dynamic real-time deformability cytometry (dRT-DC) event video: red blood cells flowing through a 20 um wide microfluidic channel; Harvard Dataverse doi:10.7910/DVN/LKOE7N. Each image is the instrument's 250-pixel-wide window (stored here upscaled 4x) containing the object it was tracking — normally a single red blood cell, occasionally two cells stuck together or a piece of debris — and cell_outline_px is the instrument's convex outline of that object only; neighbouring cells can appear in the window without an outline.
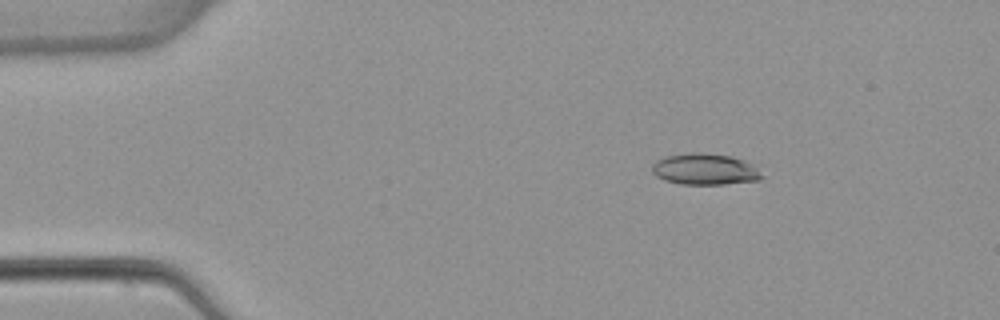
{"species": "common noctule bat (a hibernating species)", "species_latin": "Nyctalus noctula", "temperature_condition": "warm", "stored_images_in_passage": 5, "camera_frame_rate_fps": 3000, "um_per_image_px": 0.085, "animal": {"sex": "female", "body_mass_g": 22.7, "forearm_length_mm": 54.2}, "frame": {"image": 1, "passage_image": 3, "time_ms": 2.333, "image_size_px": [1000, 320], "cell_outline_px": [[764, 176], [760, 180], [724, 184], [680, 184], [664, 180], [656, 176], [652, 172], [652, 164], [656, 160], [664, 156], [688, 152], [700, 152], [732, 156], [744, 160], [752, 164]], "centroid_in_image_um": [59.89, 14.37], "position_along_channel_um": 25.1, "area_um2": 20.23}}